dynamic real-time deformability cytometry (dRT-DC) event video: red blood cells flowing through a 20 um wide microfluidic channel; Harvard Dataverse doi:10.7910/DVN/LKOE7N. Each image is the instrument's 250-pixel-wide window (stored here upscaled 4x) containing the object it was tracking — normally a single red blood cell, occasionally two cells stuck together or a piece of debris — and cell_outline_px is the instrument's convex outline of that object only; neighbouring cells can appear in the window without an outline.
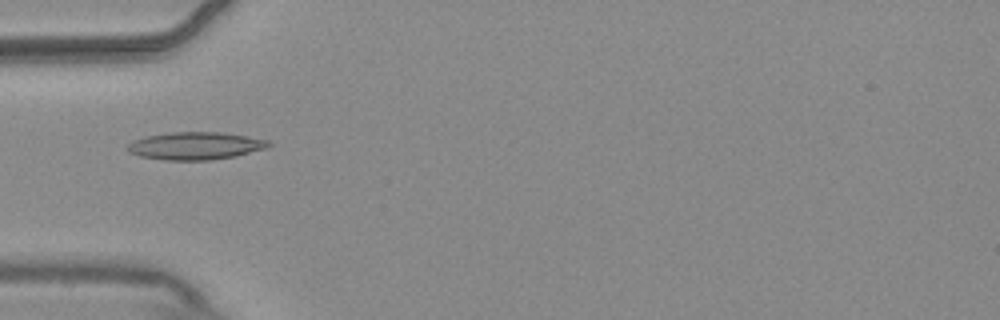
{"species": "common noctule bat (a hibernating species)", "species_latin": "Nyctalus noctula", "temperature_condition": "warm", "stored_images_in_passage": 55, "camera_frame_rate_fps": 3000, "um_per_image_px": 0.085, "animal": {"sex": "male", "body_mass_g": 20.4}, "frame": {"image": 1, "passage_image": 18, "time_ms": 5.667, "image_size_px": [1000, 320], "cell_outline_px": [[272, 144], [268, 148], [236, 156], [208, 160], [164, 160], [140, 156], [128, 152], [124, 148], [132, 140], [148, 136], [168, 132], [220, 132], [268, 140]], "centroid_in_image_um": [16.58, 12.4], "position_along_channel_um": 68.4, "area_um2": 22.77}}
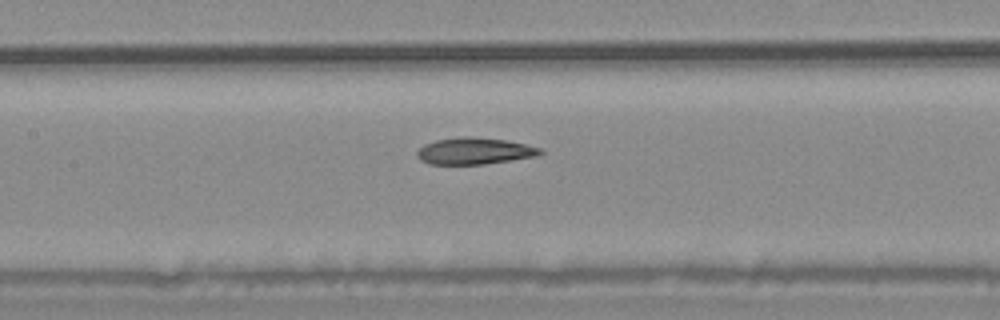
{"frame": {"image": 2, "passage_image": 26, "time_ms": 8.333, "image_size_px": [1000, 320], "cell_outline_px": [[544, 152], [536, 156], [512, 160], [484, 164], [428, 164], [420, 160], [416, 156], [416, 152], [424, 144], [436, 140], [460, 136], [468, 136], [504, 140], [524, 144], [540, 148]], "centroid_in_image_um": [40.29, 12.84], "position_along_channel_um": 167.1, "area_um2": 19.07}}
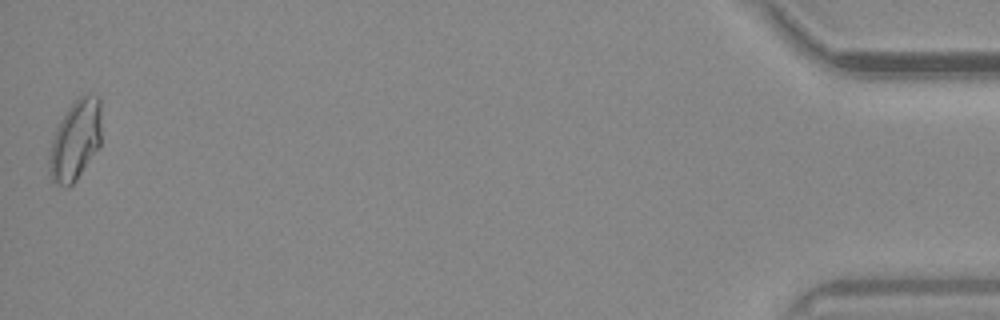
{"frame": {"image": 3, "passage_image": 55, "time_ms": 18.0, "image_size_px": [1000, 320], "cell_outline_px": [[100, 144], [76, 180], [68, 188], [64, 188], [52, 180], [48, 172], [48, 152], [56, 128], [68, 108], [84, 92], [100, 96]], "centroid_in_image_um": [6.38, 11.91], "position_along_channel_um": 428.8, "area_um2": 24.45}, "authors_computed_cell_mechanics": {"area_um2": 20.1144, "velocity_mm_per_s": 3.672, "shape_relaxation_time_tau1_ms": 9.6546, "shape_relaxation_time_tau2_ms": 1.8023, "deformation_change_tau1": 0.2032, "deformation_change_tau2": 0.077}}